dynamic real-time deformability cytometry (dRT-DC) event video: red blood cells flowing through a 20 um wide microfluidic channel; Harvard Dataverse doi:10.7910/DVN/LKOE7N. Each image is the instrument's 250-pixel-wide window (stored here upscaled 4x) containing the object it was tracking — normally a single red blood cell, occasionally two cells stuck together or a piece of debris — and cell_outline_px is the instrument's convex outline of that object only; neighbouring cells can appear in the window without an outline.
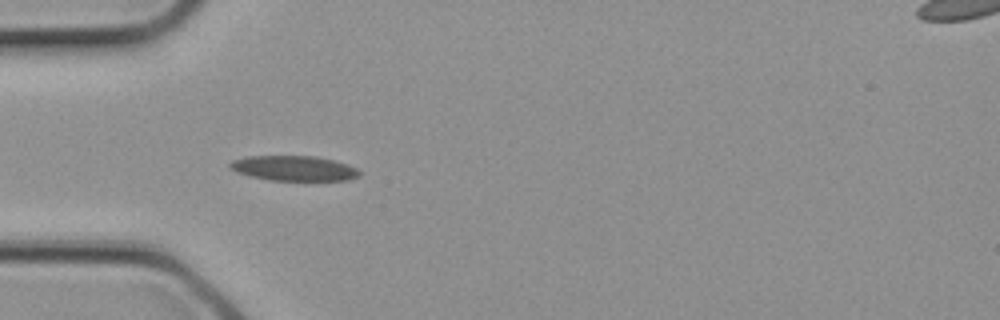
{"species": "common noctule bat (a hibernating species)", "species_latin": "Nyctalus noctula", "temperature_condition": "cold", "stored_images_in_passage": 2, "camera_frame_rate_fps": 3000, "um_per_image_px": 0.085, "animal": {"sex": "female", "body_mass_g": 21.9}, "frame": {"image": 1, "passage_image": 2, "time_ms": 0.333, "image_size_px": [1000, 320], "cell_outline_px": [[360, 176], [348, 180], [272, 180], [252, 176], [236, 172], [228, 168], [228, 164], [232, 160], [248, 156], [316, 156], [336, 160], [348, 164], [356, 168], [360, 172]], "centroid_in_image_um": [24.99, 14.29], "position_along_channel_um": 60.0, "area_um2": 18.96}}